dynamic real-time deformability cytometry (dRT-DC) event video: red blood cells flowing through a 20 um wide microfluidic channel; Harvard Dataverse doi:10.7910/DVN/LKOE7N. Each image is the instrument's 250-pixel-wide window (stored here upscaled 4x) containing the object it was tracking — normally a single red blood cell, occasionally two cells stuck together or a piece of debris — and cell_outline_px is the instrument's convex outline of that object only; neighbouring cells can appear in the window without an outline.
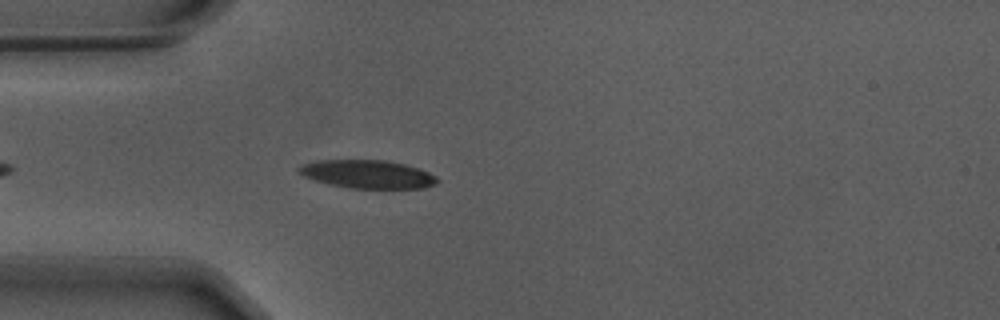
{"species": "Egyptian fruit bat (a non-hibernating species)", "species_latin": "Rousettus aegyptiacus", "temperature_condition": "warm", "stored_images_in_passage": 30, "camera_frame_rate_fps": 3000, "um_per_image_px": 0.085, "animal": {"sex": "male"}, "frame": {"image": 1, "passage_image": 6, "time_ms": 1.667, "image_size_px": [1000, 320], "cell_outline_px": [[440, 180], [436, 184], [424, 188], [348, 188], [328, 184], [304, 176], [296, 172], [296, 168], [300, 164], [316, 160], [384, 160], [404, 164], [428, 172], [436, 176]], "centroid_in_image_um": [31.19, 14.8], "position_along_channel_um": 53.8, "area_um2": 22.89}}
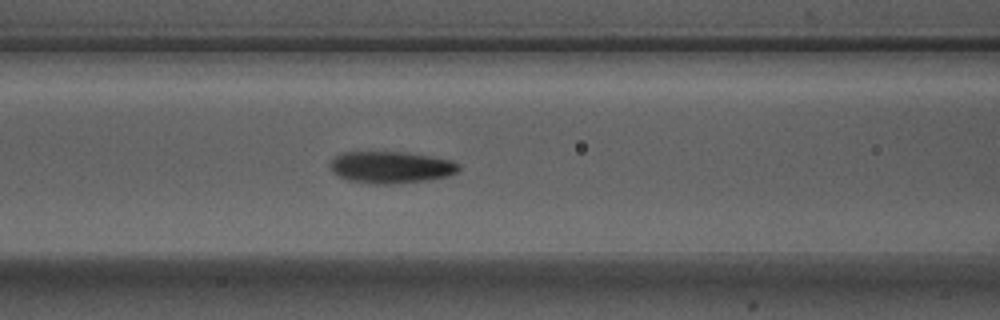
{"frame": {"image": 2, "passage_image": 13, "time_ms": 4.0, "image_size_px": [1000, 320], "cell_outline_px": [[460, 168], [456, 172], [448, 176], [428, 180], [388, 184], [376, 184], [348, 180], [332, 172], [328, 164], [336, 156], [344, 152], [404, 152], [452, 160], [460, 164]], "centroid_in_image_um": [33.23, 14.22], "position_along_channel_um": 133.4, "area_um2": 23.76}}
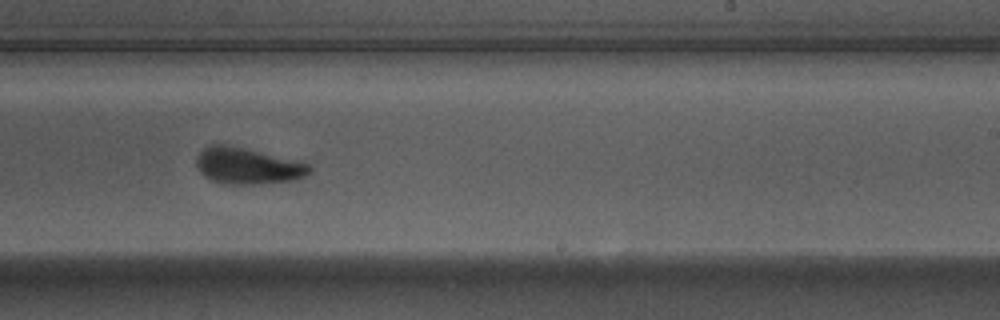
{"frame": {"image": 3, "passage_image": 24, "time_ms": 7.667, "image_size_px": [1000, 320], "cell_outline_px": [[312, 168], [304, 176], [296, 180], [260, 184], [220, 184], [204, 176], [196, 168], [196, 156], [208, 144], [220, 144], [244, 148], [308, 164]], "centroid_in_image_um": [20.97, 14.12], "position_along_channel_um": 268.0, "area_um2": 23.76}}